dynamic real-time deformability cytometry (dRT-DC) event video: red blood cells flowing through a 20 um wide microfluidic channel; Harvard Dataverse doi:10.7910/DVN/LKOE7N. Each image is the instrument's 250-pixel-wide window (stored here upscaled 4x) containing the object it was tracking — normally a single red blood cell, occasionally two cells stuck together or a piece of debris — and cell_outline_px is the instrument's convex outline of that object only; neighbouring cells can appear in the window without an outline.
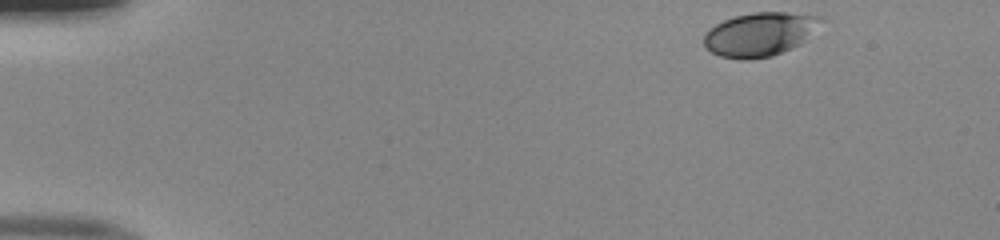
{"species": "human", "species_latin": "Homo sapiens", "temperature_condition": "room temperature", "stored_images_in_passage": 48, "segment_of_instrument_passage": [1, 2], "camera_frame_rate_fps": 3000, "um_per_image_px": 0.085, "donor": {"sex": "male"}, "frame": {"image": 1, "passage_image": 1, "time_ms": 0.0, "image_size_px": [1000, 240], "cell_outline_px": [[824, 20], [800, 44], [792, 48], [772, 56], [748, 60], [740, 60], [720, 56], [712, 52], [704, 44], [704, 32], [708, 28], [724, 20], [736, 16], [752, 12], [784, 12], [820, 16]], "centroid_in_image_um": [64.55, 2.91], "position_along_channel_um": 20.4, "area_um2": 29.77}}
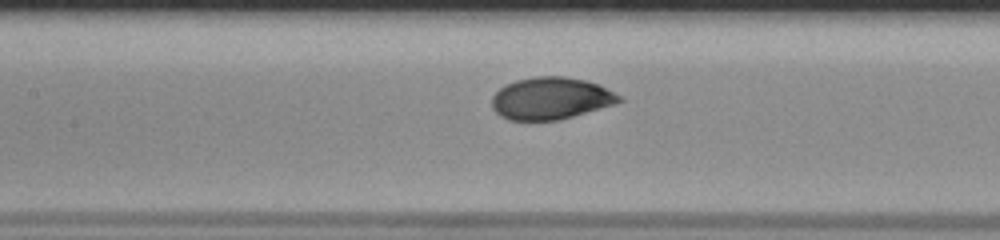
{"frame": {"image": 2, "passage_image": 20, "time_ms": 6.333, "image_size_px": [1000, 240], "cell_outline_px": [[624, 100], [612, 104], [560, 120], [508, 120], [500, 116], [492, 108], [492, 96], [500, 88], [516, 80], [536, 76], [564, 76], [584, 80], [600, 84], [620, 96]], "centroid_in_image_um": [46.79, 8.36], "position_along_channel_um": 160.6, "area_um2": 31.04}}
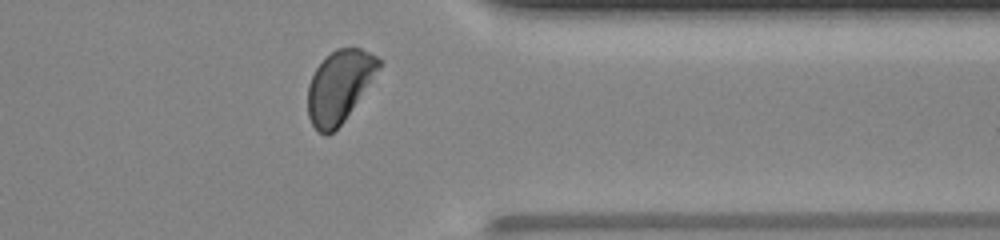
{"frame": {"image": 3, "passage_image": 37, "time_ms": 12.0, "image_size_px": [1000, 240], "cell_outline_px": [[384, 60], [380, 68], [344, 120], [328, 136], [324, 136], [312, 124], [308, 116], [308, 84], [316, 68], [336, 48], [360, 48]], "centroid_in_image_um": [28.85, 7.33], "position_along_channel_um": 382.6, "area_um2": 29.3}}